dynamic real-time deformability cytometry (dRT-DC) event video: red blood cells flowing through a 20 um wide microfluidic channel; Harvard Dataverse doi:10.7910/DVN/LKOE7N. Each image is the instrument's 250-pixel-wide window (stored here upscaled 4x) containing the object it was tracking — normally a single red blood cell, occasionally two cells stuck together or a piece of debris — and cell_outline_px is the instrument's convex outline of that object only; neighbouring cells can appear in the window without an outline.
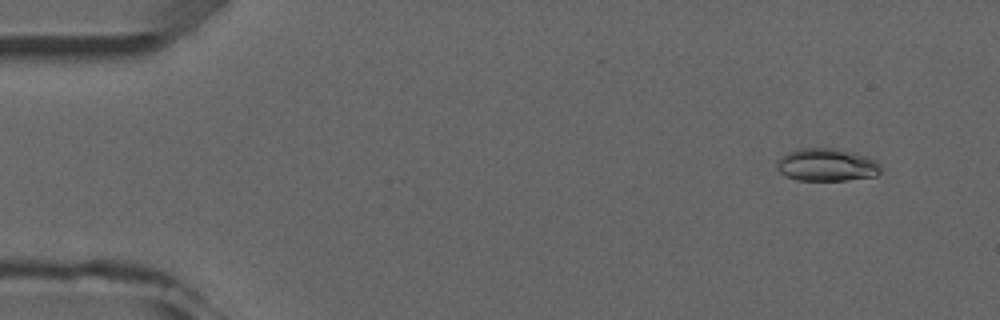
{"species": "common noctule bat (a hibernating species)", "species_latin": "Nyctalus noctula", "temperature_condition": "room temperature", "stored_images_in_passage": 5, "camera_frame_rate_fps": 3000, "um_per_image_px": 0.085, "animal": {"sex": "male", "forearm_length_mm": 52.5}, "frame": {"image": 1, "passage_image": 1, "time_ms": 0.0, "image_size_px": [1000, 320], "cell_outline_px": [[880, 172], [876, 176], [844, 180], [796, 180], [780, 172], [776, 168], [776, 160], [780, 156], [788, 152], [800, 148], [836, 148], [868, 156], [876, 160], [880, 164]], "centroid_in_image_um": [70.26, 14.0], "position_along_channel_um": 14.7, "area_um2": 19.94}}
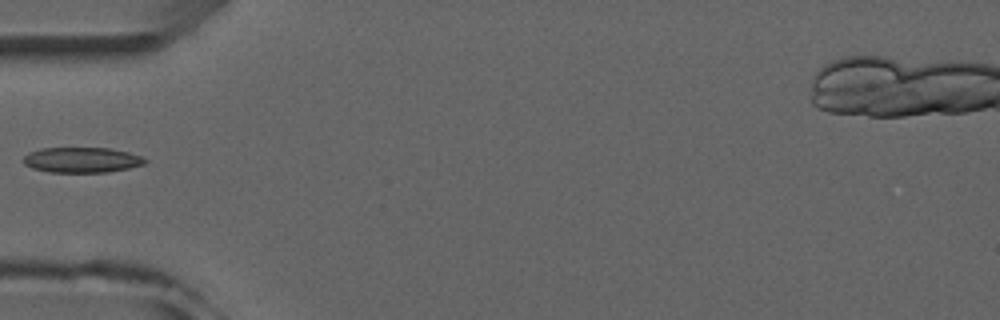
{"frame": {"image": 2, "passage_image": 4, "time_ms": 4.333, "image_size_px": [1000, 320], "cell_outline_px": [[148, 160], [144, 164], [128, 168], [108, 172], [48, 172], [32, 168], [24, 164], [24, 156], [28, 152], [40, 148], [108, 148], [128, 152], [140, 156]], "centroid_in_image_um": [6.93, 13.59], "position_along_channel_um": 78.1, "area_um2": 17.92}}
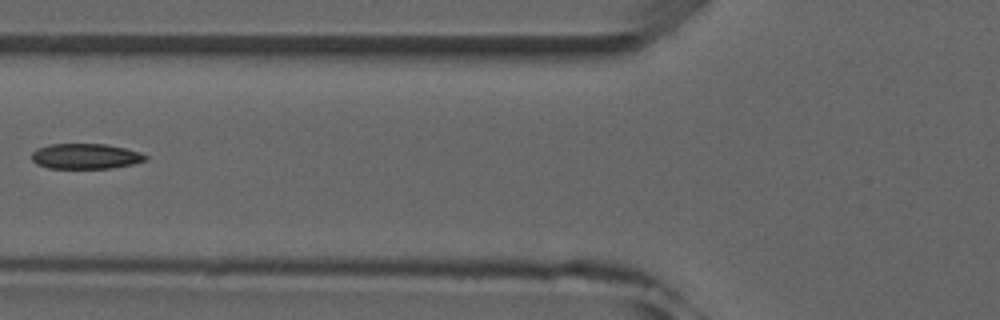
{"frame": {"image": 3, "passage_image": 5, "time_ms": 5.333, "image_size_px": [1000, 320], "cell_outline_px": [[148, 160], [132, 164], [112, 168], [48, 168], [36, 164], [32, 160], [32, 152], [36, 148], [48, 144], [108, 144], [140, 152], [148, 156]], "centroid_in_image_um": [7.27, 13.28], "position_along_channel_um": 118.5, "area_um2": 16.94}}